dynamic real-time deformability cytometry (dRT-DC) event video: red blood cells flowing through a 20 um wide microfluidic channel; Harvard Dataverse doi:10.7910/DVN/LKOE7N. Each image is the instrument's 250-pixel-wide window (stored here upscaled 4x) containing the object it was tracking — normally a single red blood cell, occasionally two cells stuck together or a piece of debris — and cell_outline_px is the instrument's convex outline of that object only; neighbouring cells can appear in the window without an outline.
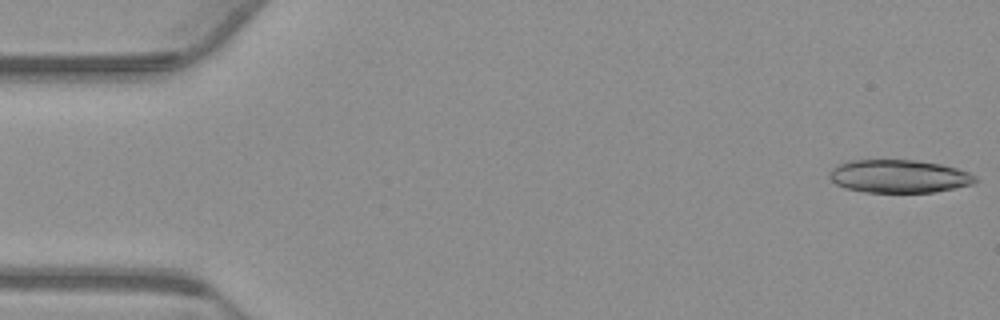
{"species": "common noctule bat (a hibernating species)", "species_latin": "Nyctalus noctula", "temperature_condition": "warm", "stored_images_in_passage": 31, "camera_frame_rate_fps": 3000, "um_per_image_px": 0.085, "animal": {"sex": "male", "body_mass_g": 23.1, "forearm_length_mm": 52.7}, "frame": {"image": 1, "passage_image": 1, "time_ms": 0.0, "image_size_px": [1000, 320], "cell_outline_px": [[980, 180], [972, 184], [932, 192], [864, 192], [844, 188], [836, 184], [828, 176], [832, 168], [848, 160], [916, 160], [940, 164], [956, 168], [968, 172], [976, 176]], "centroid_in_image_um": [76.4, 14.98], "position_along_channel_um": 8.6, "area_um2": 28.03}}
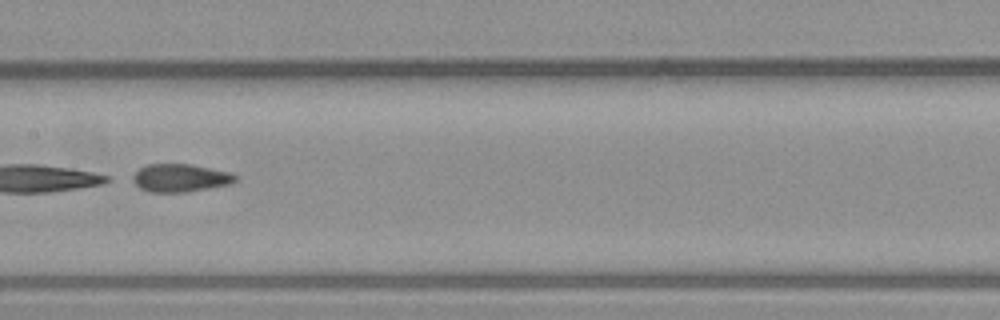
{"frame": {"image": 2, "passage_image": 27, "time_ms": 8.667, "image_size_px": [1000, 320], "cell_outline_px": [[236, 180], [232, 184], [188, 192], [148, 192], [140, 188], [128, 180], [140, 168], [148, 164], [192, 164], [228, 172], [236, 176]], "centroid_in_image_um": [15.28, 15.13], "position_along_channel_um": 192.1, "area_um2": 16.88}}